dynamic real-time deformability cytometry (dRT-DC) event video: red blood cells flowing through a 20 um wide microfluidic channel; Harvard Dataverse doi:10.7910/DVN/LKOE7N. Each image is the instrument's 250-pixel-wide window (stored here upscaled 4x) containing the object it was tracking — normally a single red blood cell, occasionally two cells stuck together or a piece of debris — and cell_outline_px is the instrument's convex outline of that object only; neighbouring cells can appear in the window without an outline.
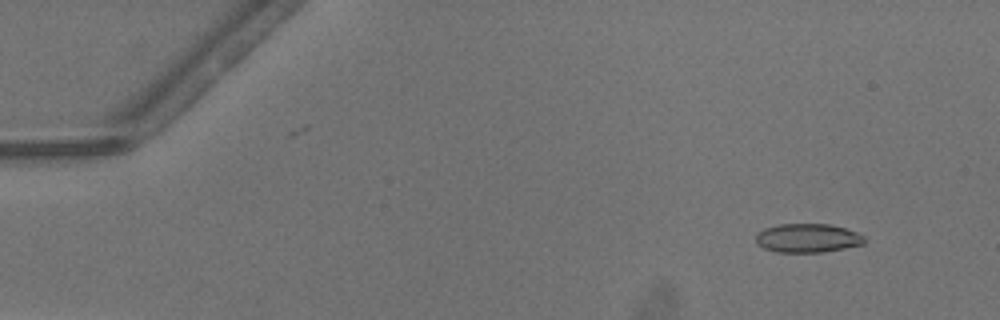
{"species": "common noctule bat (a hibernating species)", "species_latin": "Nyctalus noctula", "temperature_condition": "warm", "stored_images_in_passage": 40, "camera_frame_rate_fps": 3000, "um_per_image_px": 0.085, "animal": {"sex": "male", "body_mass_g": 13.3}, "frame": {"image": 1, "passage_image": 4, "time_ms": 1.0, "image_size_px": [1000, 320], "cell_outline_px": [[864, 244], [824, 252], [776, 252], [764, 248], [756, 244], [756, 236], [764, 228], [780, 224], [828, 224], [844, 228], [856, 232], [864, 236]], "centroid_in_image_um": [68.63, 20.24], "position_along_channel_um": 16.4, "area_um2": 18.15}}
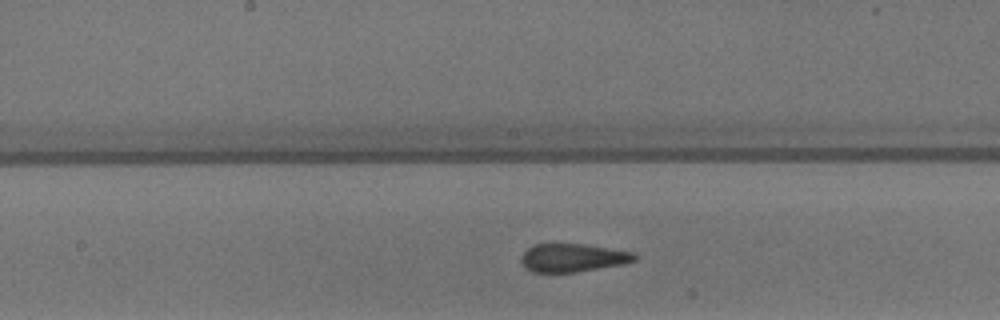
{"frame": {"image": 2, "passage_image": 26, "time_ms": 8.333, "image_size_px": [1000, 320], "cell_outline_px": [[636, 260], [624, 264], [576, 272], [532, 272], [524, 268], [520, 260], [520, 256], [528, 248], [536, 244], [580, 244], [608, 248], [632, 252], [636, 256]], "centroid_in_image_um": [48.64, 21.92], "position_along_channel_um": 199.6, "area_um2": 18.55}}
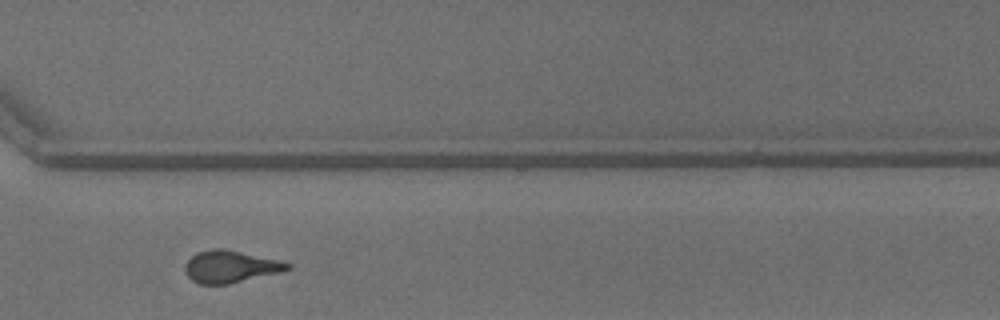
{"frame": {"image": 3, "passage_image": 37, "time_ms": 12.0, "image_size_px": [1000, 320], "cell_outline_px": [[292, 268], [280, 272], [228, 284], [200, 284], [192, 280], [184, 272], [184, 264], [192, 256], [200, 252], [212, 248], [224, 248], [280, 260], [292, 264]], "centroid_in_image_um": [19.59, 22.66], "position_along_channel_um": 351.0, "area_um2": 19.19}, "authors_computed_cell_mechanics": {"area_um2": 18.9873, "velocity_mm_per_s": 4.1436, "shape_relaxation_time_tau1_ms": null, "shape_relaxation_time_tau2_ms": 1.5253, "deformation_change_tau1": null, "deformation_change_tau2": 0.0701}}